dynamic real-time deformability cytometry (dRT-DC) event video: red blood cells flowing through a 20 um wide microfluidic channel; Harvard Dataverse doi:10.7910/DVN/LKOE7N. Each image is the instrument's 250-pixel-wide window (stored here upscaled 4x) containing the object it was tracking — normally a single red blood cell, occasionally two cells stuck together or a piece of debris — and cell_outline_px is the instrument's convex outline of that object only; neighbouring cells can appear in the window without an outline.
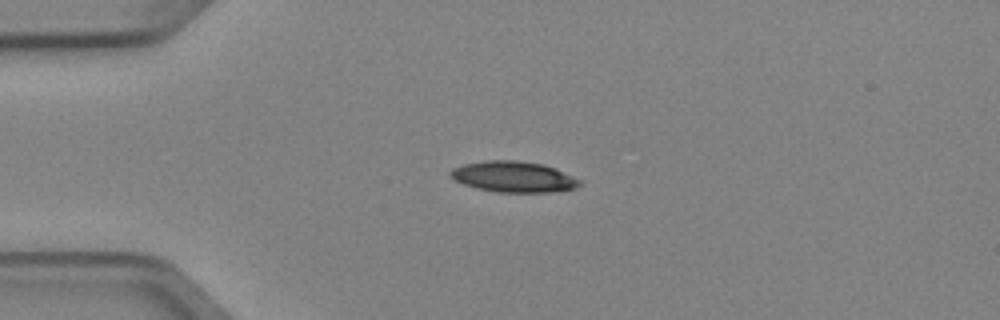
{"species": "Egyptian fruit bat (a non-hibernating species)", "species_latin": "Rousettus aegyptiacus", "temperature_condition": "cold", "stored_images_in_passage": 3, "camera_frame_rate_fps": 3000, "um_per_image_px": 0.085, "animal": {"sex": "female"}, "frame": {"image": 1, "passage_image": 1, "time_ms": 0.0, "image_size_px": [1000, 320], "cell_outline_px": [[580, 184], [576, 188], [552, 192], [496, 192], [476, 188], [464, 184], [448, 176], [448, 172], [452, 168], [464, 164], [488, 160], [516, 160], [544, 164], [556, 168], [580, 180]], "centroid_in_image_um": [43.63, 15.02], "position_along_channel_um": 41.4, "area_um2": 23.29}}
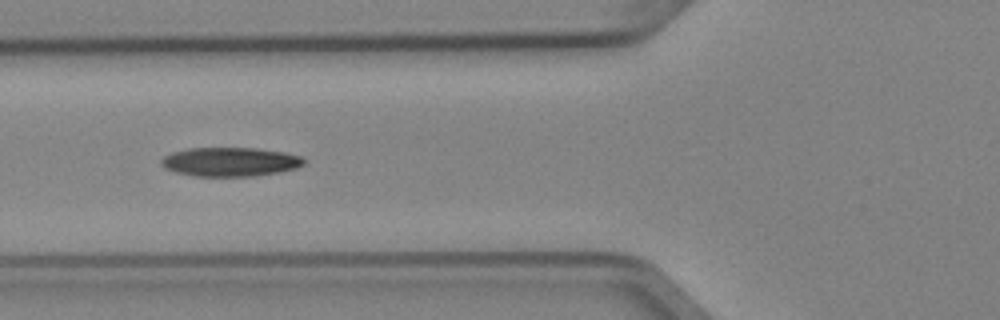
{"frame": {"image": 2, "passage_image": 3, "time_ms": 0.667, "image_size_px": [1000, 320], "cell_outline_px": [[308, 160], [304, 164], [296, 168], [280, 172], [252, 176], [196, 176], [176, 172], [164, 168], [160, 164], [160, 160], [164, 156], [172, 152], [188, 148], [256, 148], [284, 152], [300, 156]], "centroid_in_image_um": [19.57, 13.75], "position_along_channel_um": 106.2, "area_um2": 24.22}}